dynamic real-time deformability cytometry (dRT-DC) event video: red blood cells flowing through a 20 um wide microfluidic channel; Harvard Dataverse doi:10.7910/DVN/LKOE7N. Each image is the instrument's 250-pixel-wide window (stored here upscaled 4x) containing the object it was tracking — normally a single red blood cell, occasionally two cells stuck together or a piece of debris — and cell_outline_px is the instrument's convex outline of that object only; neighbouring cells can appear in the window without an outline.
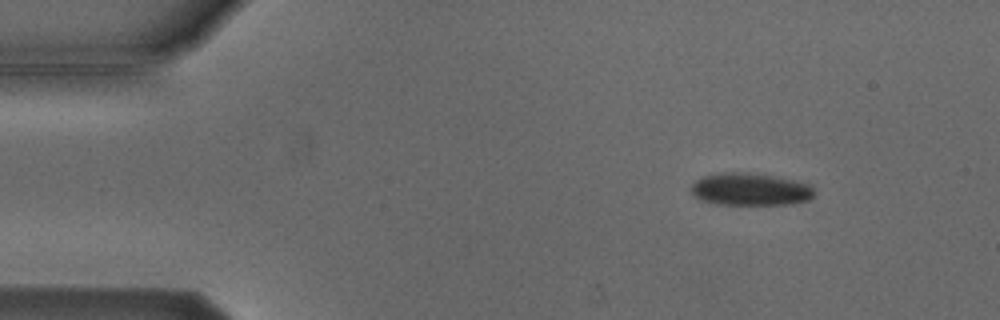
{"species": "Egyptian fruit bat (a non-hibernating species)", "species_latin": "Rousettus aegyptiacus", "temperature_condition": "cold", "stored_images_in_passage": 3, "camera_frame_rate_fps": 3000, "um_per_image_px": 0.085, "animal": {"sex": "male"}, "frame": {"image": 1, "passage_image": 1, "time_ms": 0.0, "image_size_px": [1000, 320], "cell_outline_px": [[812, 196], [808, 200], [784, 204], [716, 204], [704, 200], [696, 196], [692, 192], [692, 184], [696, 180], [704, 176], [720, 172], [748, 172], [792, 180], [808, 184], [812, 188]], "centroid_in_image_um": [63.73, 16.08], "position_along_channel_um": 21.3, "area_um2": 22.72}}
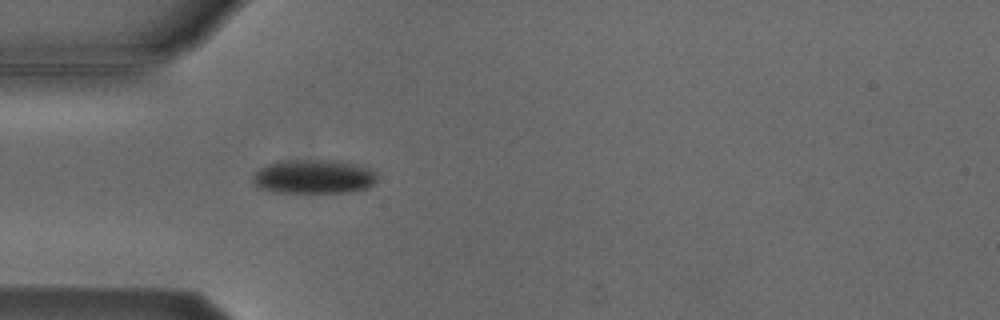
{"frame": {"image": 2, "passage_image": 3, "time_ms": 3.0, "image_size_px": [1000, 320], "cell_outline_px": [[376, 180], [368, 188], [348, 192], [272, 192], [260, 188], [252, 184], [252, 176], [264, 164], [276, 160], [340, 160], [360, 164], [376, 172]], "centroid_in_image_um": [26.63, 14.99], "position_along_channel_um": 58.4, "area_um2": 25.14}}